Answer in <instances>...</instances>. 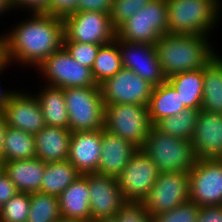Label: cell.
<instances>
[{"label":"cell","instance_id":"6da1fadb","mask_svg":"<svg viewBox=\"0 0 222 222\" xmlns=\"http://www.w3.org/2000/svg\"><path fill=\"white\" fill-rule=\"evenodd\" d=\"M1 34L5 45L6 62L37 68L54 52L63 47L62 17L31 13V17ZM31 65V66H30Z\"/></svg>","mask_w":222,"mask_h":222},{"label":"cell","instance_id":"7a4b0ae2","mask_svg":"<svg viewBox=\"0 0 222 222\" xmlns=\"http://www.w3.org/2000/svg\"><path fill=\"white\" fill-rule=\"evenodd\" d=\"M208 38L193 34L162 35L155 43V49L166 78L204 68L214 59L219 53Z\"/></svg>","mask_w":222,"mask_h":222},{"label":"cell","instance_id":"3957f363","mask_svg":"<svg viewBox=\"0 0 222 222\" xmlns=\"http://www.w3.org/2000/svg\"><path fill=\"white\" fill-rule=\"evenodd\" d=\"M221 0H166L168 33L210 36L218 25Z\"/></svg>","mask_w":222,"mask_h":222},{"label":"cell","instance_id":"277c9868","mask_svg":"<svg viewBox=\"0 0 222 222\" xmlns=\"http://www.w3.org/2000/svg\"><path fill=\"white\" fill-rule=\"evenodd\" d=\"M141 149L159 172H189L196 161L191 141L161 133L154 126Z\"/></svg>","mask_w":222,"mask_h":222},{"label":"cell","instance_id":"5b68a950","mask_svg":"<svg viewBox=\"0 0 222 222\" xmlns=\"http://www.w3.org/2000/svg\"><path fill=\"white\" fill-rule=\"evenodd\" d=\"M71 132L104 129V100L99 85L64 88Z\"/></svg>","mask_w":222,"mask_h":222},{"label":"cell","instance_id":"8992f818","mask_svg":"<svg viewBox=\"0 0 222 222\" xmlns=\"http://www.w3.org/2000/svg\"><path fill=\"white\" fill-rule=\"evenodd\" d=\"M116 32L118 40L155 45L162 35L168 33L166 0H151L124 22Z\"/></svg>","mask_w":222,"mask_h":222},{"label":"cell","instance_id":"52a82bcc","mask_svg":"<svg viewBox=\"0 0 222 222\" xmlns=\"http://www.w3.org/2000/svg\"><path fill=\"white\" fill-rule=\"evenodd\" d=\"M152 126L147 105L104 106V129L133 143L138 148H142L145 144Z\"/></svg>","mask_w":222,"mask_h":222},{"label":"cell","instance_id":"ba28073f","mask_svg":"<svg viewBox=\"0 0 222 222\" xmlns=\"http://www.w3.org/2000/svg\"><path fill=\"white\" fill-rule=\"evenodd\" d=\"M63 42L105 45L117 37L110 14L96 11H75L63 18Z\"/></svg>","mask_w":222,"mask_h":222},{"label":"cell","instance_id":"9c48e42d","mask_svg":"<svg viewBox=\"0 0 222 222\" xmlns=\"http://www.w3.org/2000/svg\"><path fill=\"white\" fill-rule=\"evenodd\" d=\"M36 70L46 79V84L63 89L97 85L91 69L74 60L64 47L50 55Z\"/></svg>","mask_w":222,"mask_h":222},{"label":"cell","instance_id":"30bf717a","mask_svg":"<svg viewBox=\"0 0 222 222\" xmlns=\"http://www.w3.org/2000/svg\"><path fill=\"white\" fill-rule=\"evenodd\" d=\"M189 185V172H159L142 203L151 216L170 211L189 200Z\"/></svg>","mask_w":222,"mask_h":222},{"label":"cell","instance_id":"8fae6325","mask_svg":"<svg viewBox=\"0 0 222 222\" xmlns=\"http://www.w3.org/2000/svg\"><path fill=\"white\" fill-rule=\"evenodd\" d=\"M158 175L156 165L138 148L116 179L126 202H142L151 191Z\"/></svg>","mask_w":222,"mask_h":222},{"label":"cell","instance_id":"7c38bea8","mask_svg":"<svg viewBox=\"0 0 222 222\" xmlns=\"http://www.w3.org/2000/svg\"><path fill=\"white\" fill-rule=\"evenodd\" d=\"M189 175V200L200 207L222 205V159L196 160Z\"/></svg>","mask_w":222,"mask_h":222},{"label":"cell","instance_id":"4fadbf2b","mask_svg":"<svg viewBox=\"0 0 222 222\" xmlns=\"http://www.w3.org/2000/svg\"><path fill=\"white\" fill-rule=\"evenodd\" d=\"M104 106L112 104L147 105L154 86L130 69L122 68L100 85Z\"/></svg>","mask_w":222,"mask_h":222},{"label":"cell","instance_id":"5bb4252c","mask_svg":"<svg viewBox=\"0 0 222 222\" xmlns=\"http://www.w3.org/2000/svg\"><path fill=\"white\" fill-rule=\"evenodd\" d=\"M122 67L135 72L154 87L167 80L157 57L155 45L119 40Z\"/></svg>","mask_w":222,"mask_h":222},{"label":"cell","instance_id":"9a60e30c","mask_svg":"<svg viewBox=\"0 0 222 222\" xmlns=\"http://www.w3.org/2000/svg\"><path fill=\"white\" fill-rule=\"evenodd\" d=\"M3 114L6 125L32 135L38 134L45 126L41 105L31 92H15L5 105Z\"/></svg>","mask_w":222,"mask_h":222},{"label":"cell","instance_id":"2e32d148","mask_svg":"<svg viewBox=\"0 0 222 222\" xmlns=\"http://www.w3.org/2000/svg\"><path fill=\"white\" fill-rule=\"evenodd\" d=\"M91 220L116 216L126 203L116 177L88 173Z\"/></svg>","mask_w":222,"mask_h":222},{"label":"cell","instance_id":"e0dca14e","mask_svg":"<svg viewBox=\"0 0 222 222\" xmlns=\"http://www.w3.org/2000/svg\"><path fill=\"white\" fill-rule=\"evenodd\" d=\"M191 143L196 160L222 159V114L201 109Z\"/></svg>","mask_w":222,"mask_h":222},{"label":"cell","instance_id":"ac0fdd59","mask_svg":"<svg viewBox=\"0 0 222 222\" xmlns=\"http://www.w3.org/2000/svg\"><path fill=\"white\" fill-rule=\"evenodd\" d=\"M101 141L102 129L72 132L68 161L80 174L98 173Z\"/></svg>","mask_w":222,"mask_h":222},{"label":"cell","instance_id":"d6986e66","mask_svg":"<svg viewBox=\"0 0 222 222\" xmlns=\"http://www.w3.org/2000/svg\"><path fill=\"white\" fill-rule=\"evenodd\" d=\"M137 150L133 143L102 129L98 174L117 177Z\"/></svg>","mask_w":222,"mask_h":222},{"label":"cell","instance_id":"ffe728a7","mask_svg":"<svg viewBox=\"0 0 222 222\" xmlns=\"http://www.w3.org/2000/svg\"><path fill=\"white\" fill-rule=\"evenodd\" d=\"M89 195L88 174H81L58 196L61 218L77 222H90Z\"/></svg>","mask_w":222,"mask_h":222},{"label":"cell","instance_id":"44dd1931","mask_svg":"<svg viewBox=\"0 0 222 222\" xmlns=\"http://www.w3.org/2000/svg\"><path fill=\"white\" fill-rule=\"evenodd\" d=\"M46 163L39 158L2 162L0 167L9 176L18 192L32 194L41 189Z\"/></svg>","mask_w":222,"mask_h":222},{"label":"cell","instance_id":"7402d4cb","mask_svg":"<svg viewBox=\"0 0 222 222\" xmlns=\"http://www.w3.org/2000/svg\"><path fill=\"white\" fill-rule=\"evenodd\" d=\"M71 134L69 129L46 125L34 135L36 157L45 163L68 160Z\"/></svg>","mask_w":222,"mask_h":222},{"label":"cell","instance_id":"603a6c76","mask_svg":"<svg viewBox=\"0 0 222 222\" xmlns=\"http://www.w3.org/2000/svg\"><path fill=\"white\" fill-rule=\"evenodd\" d=\"M39 93H34L37 97L46 125L69 129V116L65 104L63 88L45 84Z\"/></svg>","mask_w":222,"mask_h":222},{"label":"cell","instance_id":"cb8c5ba5","mask_svg":"<svg viewBox=\"0 0 222 222\" xmlns=\"http://www.w3.org/2000/svg\"><path fill=\"white\" fill-rule=\"evenodd\" d=\"M201 109L222 114V56L218 54L203 68Z\"/></svg>","mask_w":222,"mask_h":222},{"label":"cell","instance_id":"d4e9b609","mask_svg":"<svg viewBox=\"0 0 222 222\" xmlns=\"http://www.w3.org/2000/svg\"><path fill=\"white\" fill-rule=\"evenodd\" d=\"M186 109L175 88L166 80L153 88L148 104V113L151 124L160 119L173 116Z\"/></svg>","mask_w":222,"mask_h":222},{"label":"cell","instance_id":"484cf974","mask_svg":"<svg viewBox=\"0 0 222 222\" xmlns=\"http://www.w3.org/2000/svg\"><path fill=\"white\" fill-rule=\"evenodd\" d=\"M186 108L201 109L203 98V68L182 72L167 78Z\"/></svg>","mask_w":222,"mask_h":222},{"label":"cell","instance_id":"4316f807","mask_svg":"<svg viewBox=\"0 0 222 222\" xmlns=\"http://www.w3.org/2000/svg\"><path fill=\"white\" fill-rule=\"evenodd\" d=\"M80 175L68 160L48 162L45 165L40 192L58 197Z\"/></svg>","mask_w":222,"mask_h":222},{"label":"cell","instance_id":"83f0119b","mask_svg":"<svg viewBox=\"0 0 222 222\" xmlns=\"http://www.w3.org/2000/svg\"><path fill=\"white\" fill-rule=\"evenodd\" d=\"M33 158H36L34 135L7 126L3 142V162Z\"/></svg>","mask_w":222,"mask_h":222},{"label":"cell","instance_id":"f1b7e54d","mask_svg":"<svg viewBox=\"0 0 222 222\" xmlns=\"http://www.w3.org/2000/svg\"><path fill=\"white\" fill-rule=\"evenodd\" d=\"M122 68L119 40L116 38L108 44L101 45L91 73L95 83L100 86L107 79L115 76Z\"/></svg>","mask_w":222,"mask_h":222},{"label":"cell","instance_id":"f546056e","mask_svg":"<svg viewBox=\"0 0 222 222\" xmlns=\"http://www.w3.org/2000/svg\"><path fill=\"white\" fill-rule=\"evenodd\" d=\"M200 110L186 108L176 115L160 119L153 126L161 133L191 141Z\"/></svg>","mask_w":222,"mask_h":222},{"label":"cell","instance_id":"4dcf8cb0","mask_svg":"<svg viewBox=\"0 0 222 222\" xmlns=\"http://www.w3.org/2000/svg\"><path fill=\"white\" fill-rule=\"evenodd\" d=\"M61 218L57 196L43 192L30 194V208L27 222H54Z\"/></svg>","mask_w":222,"mask_h":222},{"label":"cell","instance_id":"1f68e13d","mask_svg":"<svg viewBox=\"0 0 222 222\" xmlns=\"http://www.w3.org/2000/svg\"><path fill=\"white\" fill-rule=\"evenodd\" d=\"M30 208V194L17 192L3 204L0 222H27Z\"/></svg>","mask_w":222,"mask_h":222},{"label":"cell","instance_id":"d6a6232c","mask_svg":"<svg viewBox=\"0 0 222 222\" xmlns=\"http://www.w3.org/2000/svg\"><path fill=\"white\" fill-rule=\"evenodd\" d=\"M200 206L191 200L178 205L170 211L152 216L153 222H197Z\"/></svg>","mask_w":222,"mask_h":222},{"label":"cell","instance_id":"836d02e7","mask_svg":"<svg viewBox=\"0 0 222 222\" xmlns=\"http://www.w3.org/2000/svg\"><path fill=\"white\" fill-rule=\"evenodd\" d=\"M151 0H113L110 19L117 30L139 9L145 7Z\"/></svg>","mask_w":222,"mask_h":222},{"label":"cell","instance_id":"e575fe53","mask_svg":"<svg viewBox=\"0 0 222 222\" xmlns=\"http://www.w3.org/2000/svg\"><path fill=\"white\" fill-rule=\"evenodd\" d=\"M63 47L69 52L74 60L91 69L101 45L80 42H63Z\"/></svg>","mask_w":222,"mask_h":222},{"label":"cell","instance_id":"d590c367","mask_svg":"<svg viewBox=\"0 0 222 222\" xmlns=\"http://www.w3.org/2000/svg\"><path fill=\"white\" fill-rule=\"evenodd\" d=\"M115 217L117 222H153L142 202H126Z\"/></svg>","mask_w":222,"mask_h":222},{"label":"cell","instance_id":"8d00e7d4","mask_svg":"<svg viewBox=\"0 0 222 222\" xmlns=\"http://www.w3.org/2000/svg\"><path fill=\"white\" fill-rule=\"evenodd\" d=\"M77 2L78 0H49L48 9L44 13L63 18L76 11Z\"/></svg>","mask_w":222,"mask_h":222},{"label":"cell","instance_id":"74e56055","mask_svg":"<svg viewBox=\"0 0 222 222\" xmlns=\"http://www.w3.org/2000/svg\"><path fill=\"white\" fill-rule=\"evenodd\" d=\"M12 11L15 9L26 10L30 13L45 12L49 6V0H10Z\"/></svg>","mask_w":222,"mask_h":222},{"label":"cell","instance_id":"f35d334b","mask_svg":"<svg viewBox=\"0 0 222 222\" xmlns=\"http://www.w3.org/2000/svg\"><path fill=\"white\" fill-rule=\"evenodd\" d=\"M113 0H78L76 11H96L110 14Z\"/></svg>","mask_w":222,"mask_h":222},{"label":"cell","instance_id":"ab89813d","mask_svg":"<svg viewBox=\"0 0 222 222\" xmlns=\"http://www.w3.org/2000/svg\"><path fill=\"white\" fill-rule=\"evenodd\" d=\"M14 183L10 180L9 176L0 167V202L6 203L11 197L17 194Z\"/></svg>","mask_w":222,"mask_h":222},{"label":"cell","instance_id":"60d3db41","mask_svg":"<svg viewBox=\"0 0 222 222\" xmlns=\"http://www.w3.org/2000/svg\"><path fill=\"white\" fill-rule=\"evenodd\" d=\"M197 222H222V205L200 207Z\"/></svg>","mask_w":222,"mask_h":222},{"label":"cell","instance_id":"b9f144b4","mask_svg":"<svg viewBox=\"0 0 222 222\" xmlns=\"http://www.w3.org/2000/svg\"><path fill=\"white\" fill-rule=\"evenodd\" d=\"M7 66H9V64L7 63L1 70H0V74L6 70ZM16 92V90H12V91H8V90H3L0 89V111L4 110L5 105L9 102L11 96Z\"/></svg>","mask_w":222,"mask_h":222},{"label":"cell","instance_id":"7bdbcfd3","mask_svg":"<svg viewBox=\"0 0 222 222\" xmlns=\"http://www.w3.org/2000/svg\"><path fill=\"white\" fill-rule=\"evenodd\" d=\"M6 128L7 125L3 111H0V164L3 162V142Z\"/></svg>","mask_w":222,"mask_h":222},{"label":"cell","instance_id":"ee69618b","mask_svg":"<svg viewBox=\"0 0 222 222\" xmlns=\"http://www.w3.org/2000/svg\"><path fill=\"white\" fill-rule=\"evenodd\" d=\"M7 64L5 58V45L3 36L0 35V70Z\"/></svg>","mask_w":222,"mask_h":222},{"label":"cell","instance_id":"f6af8a7d","mask_svg":"<svg viewBox=\"0 0 222 222\" xmlns=\"http://www.w3.org/2000/svg\"><path fill=\"white\" fill-rule=\"evenodd\" d=\"M11 4H10V0H0V17L2 15H4V13L7 11H11Z\"/></svg>","mask_w":222,"mask_h":222},{"label":"cell","instance_id":"bcb514c9","mask_svg":"<svg viewBox=\"0 0 222 222\" xmlns=\"http://www.w3.org/2000/svg\"><path fill=\"white\" fill-rule=\"evenodd\" d=\"M90 222H117L116 217L99 218L96 220H91Z\"/></svg>","mask_w":222,"mask_h":222},{"label":"cell","instance_id":"7dc6e473","mask_svg":"<svg viewBox=\"0 0 222 222\" xmlns=\"http://www.w3.org/2000/svg\"><path fill=\"white\" fill-rule=\"evenodd\" d=\"M54 222H77V221H72V220H69V219H66V218H60Z\"/></svg>","mask_w":222,"mask_h":222},{"label":"cell","instance_id":"c3c4849f","mask_svg":"<svg viewBox=\"0 0 222 222\" xmlns=\"http://www.w3.org/2000/svg\"><path fill=\"white\" fill-rule=\"evenodd\" d=\"M2 209H3V203L0 202V216H1V213H2Z\"/></svg>","mask_w":222,"mask_h":222}]
</instances>
